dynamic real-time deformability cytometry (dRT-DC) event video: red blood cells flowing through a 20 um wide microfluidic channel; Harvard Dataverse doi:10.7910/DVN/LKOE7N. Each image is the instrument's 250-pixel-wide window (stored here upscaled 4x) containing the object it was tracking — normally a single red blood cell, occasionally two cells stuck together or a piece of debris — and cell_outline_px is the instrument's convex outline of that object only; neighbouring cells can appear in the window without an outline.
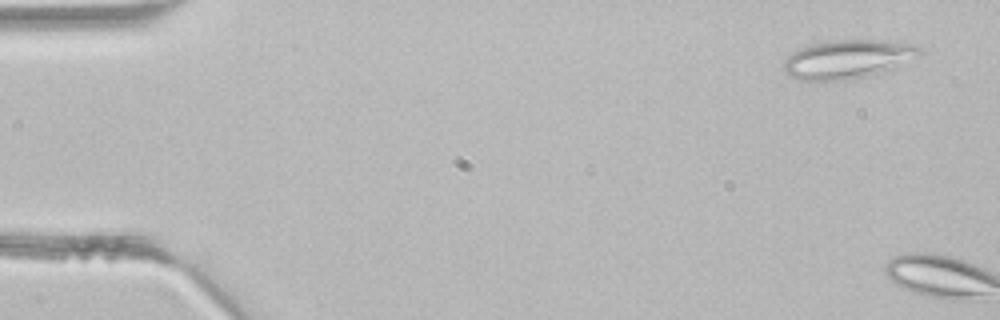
{"species": "common noctule bat (a hibernating species)", "species_latin": "Nyctalus noctula", "temperature_condition": "room temperature", "stored_images_in_passage": 5, "camera_frame_rate_fps": 3000, "um_per_image_px": 0.085, "animal": {"sex": "male", "body_mass_g": 21.5, "forearm_length_mm": 52.0}, "frame": {"image": 1, "passage_image": 1, "time_ms": 0.0, "image_size_px": [1000, 320], "cell_outline_px": [[924, 52], [920, 56], [868, 76], [852, 80], [800, 80], [788, 76], [784, 72], [784, 60], [792, 52], [800, 48], [812, 44], [836, 40], [900, 40], [916, 44], [924, 48]], "centroid_in_image_um": [72.1, 5.01], "position_along_channel_um": 12.9, "area_um2": 30.92}}